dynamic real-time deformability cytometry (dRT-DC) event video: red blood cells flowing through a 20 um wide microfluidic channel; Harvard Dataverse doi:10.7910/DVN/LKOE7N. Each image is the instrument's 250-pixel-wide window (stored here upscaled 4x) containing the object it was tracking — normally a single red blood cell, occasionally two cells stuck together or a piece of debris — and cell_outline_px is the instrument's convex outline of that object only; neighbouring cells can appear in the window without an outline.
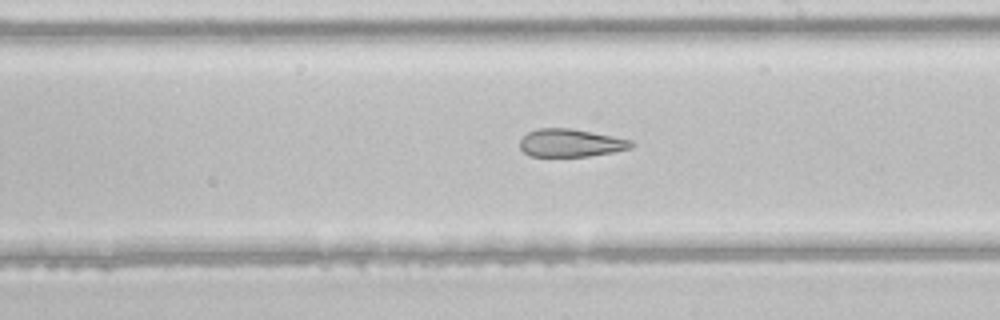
{"species": "common noctule bat (a hibernating species)", "species_latin": "Nyctalus noctula", "temperature_condition": "room temperature", "stored_images_in_passage": 37, "camera_frame_rate_fps": 3000, "um_per_image_px": 0.085, "animal": {"sex": "male", "body_mass_g": 21.5, "forearm_length_mm": 52.0}, "frame": {"image": 1, "passage_image": 27, "time_ms": 8.667, "image_size_px": [1000, 320], "cell_outline_px": [[636, 144], [632, 148], [612, 152], [588, 156], [528, 156], [520, 148], [520, 140], [528, 132], [536, 128], [568, 128], [592, 132], [632, 140]], "centroid_in_image_um": [48.51, 12.15], "position_along_channel_um": 240.5, "area_um2": 18.09}}